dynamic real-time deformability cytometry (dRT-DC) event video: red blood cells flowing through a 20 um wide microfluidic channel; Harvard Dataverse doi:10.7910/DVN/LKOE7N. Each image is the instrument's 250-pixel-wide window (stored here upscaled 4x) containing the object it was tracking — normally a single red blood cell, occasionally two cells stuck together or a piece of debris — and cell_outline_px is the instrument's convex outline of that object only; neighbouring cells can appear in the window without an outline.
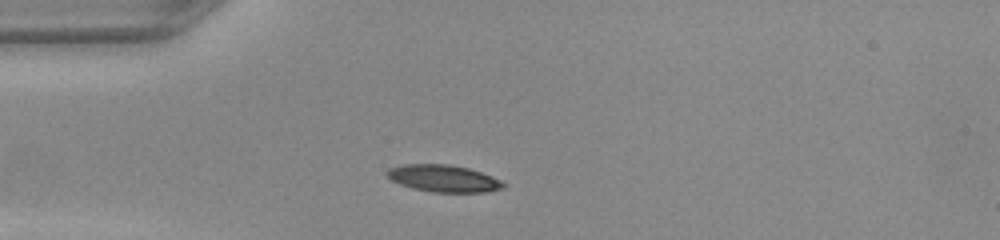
{"species": "common noctule bat (a hibernating species)", "species_latin": "Nyctalus noctula", "temperature_condition": "warm", "stored_images_in_passage": 29, "camera_frame_rate_fps": 3000, "um_per_image_px": 0.085, "animal": {"sex": "female", "body_mass_g": 22.0, "forearm_length_mm": 56.7}, "frame": {"image": 1, "passage_image": 1, "time_ms": 0.0, "image_size_px": [1000, 240], "cell_outline_px": [[504, 188], [484, 192], [432, 192], [412, 188], [400, 184], [392, 180], [384, 172], [388, 168], [404, 164], [448, 164], [468, 168], [492, 176], [500, 180], [504, 184]], "centroid_in_image_um": [37.66, 15.16], "position_along_channel_um": 47.3, "area_um2": 18.26}}
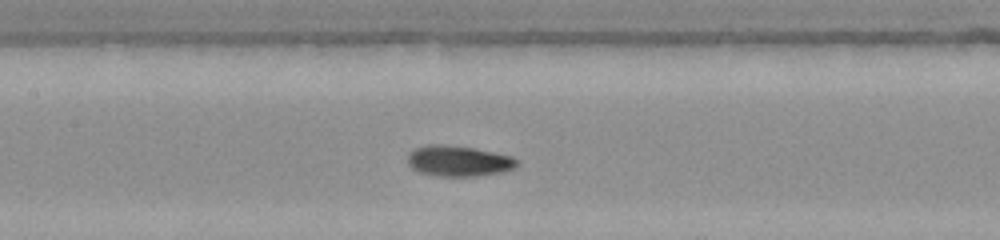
{"frame": {"image": 2, "passage_image": 11, "time_ms": 3.333, "image_size_px": [1000, 240], "cell_outline_px": [[520, 160], [512, 168], [504, 172], [476, 176], [436, 176], [420, 172], [412, 168], [408, 164], [408, 152], [416, 148], [432, 144], [472, 148], [512, 156]], "centroid_in_image_um": [38.97, 13.7], "position_along_channel_um": 168.4, "area_um2": 19.31}}
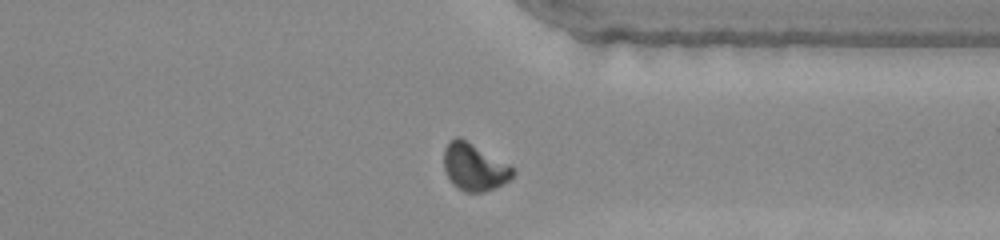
{"frame": {"image": 3, "passage_image": 26, "time_ms": 8.333, "image_size_px": [1000, 240], "cell_outline_px": [[516, 172], [504, 184], [496, 188], [484, 192], [464, 192], [456, 188], [452, 184], [444, 168], [444, 148], [448, 140], [456, 136], [460, 136], [516, 168]], "centroid_in_image_um": [40.32, 14.19], "position_along_channel_um": 371.1, "area_um2": 19.36}}